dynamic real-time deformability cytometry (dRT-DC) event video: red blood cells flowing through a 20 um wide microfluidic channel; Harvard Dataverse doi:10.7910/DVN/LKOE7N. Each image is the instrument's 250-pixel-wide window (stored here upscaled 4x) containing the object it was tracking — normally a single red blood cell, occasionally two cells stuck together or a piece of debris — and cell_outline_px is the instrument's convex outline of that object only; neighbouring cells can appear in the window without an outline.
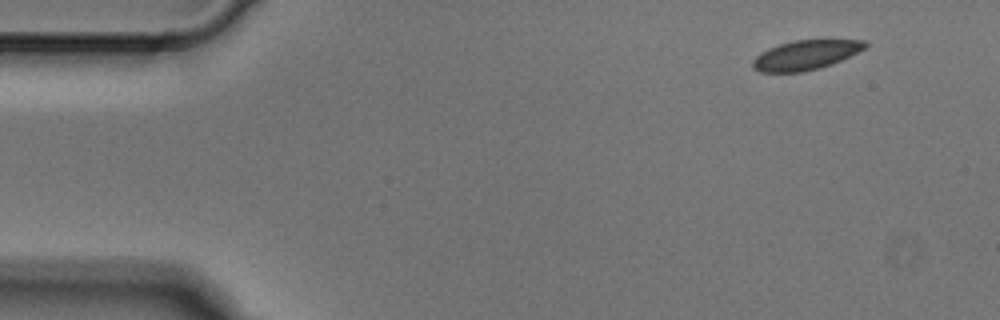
{"species": "Egyptian fruit bat (a non-hibernating species)", "species_latin": "Rousettus aegyptiacus", "temperature_condition": "cold", "stored_images_in_passage": 5, "camera_frame_rate_fps": 3000, "um_per_image_px": 0.085, "animal": {"sex": "male"}, "frame": {"image": 1, "passage_image": 1, "time_ms": 0.0, "image_size_px": [1000, 320], "cell_outline_px": [[868, 44], [864, 48], [832, 64], [820, 68], [804, 72], [760, 72], [752, 68], [752, 60], [756, 56], [768, 48], [792, 40], [864, 40]], "centroid_in_image_um": [68.43, 4.68], "position_along_channel_um": 16.6, "area_um2": 19.19}}
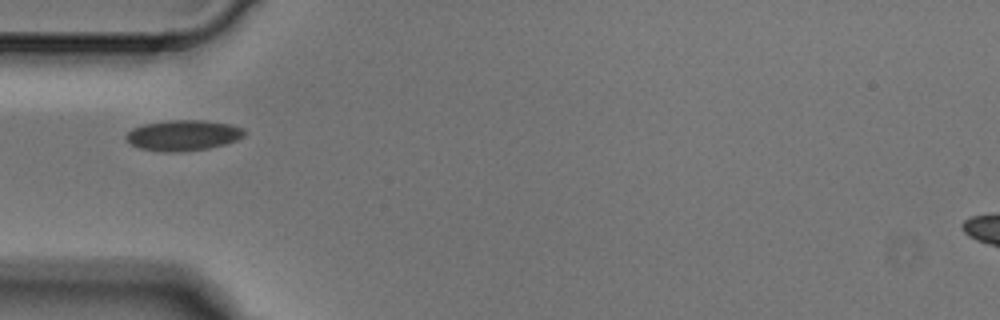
{"frame": {"image": 2, "passage_image": 4, "time_ms": 1.0, "image_size_px": [1000, 320], "cell_outline_px": [[244, 136], [236, 140], [224, 144], [208, 148], [180, 152], [164, 152], [140, 148], [132, 144], [124, 136], [132, 128], [144, 124], [168, 120], [204, 120], [232, 124], [244, 128]], "centroid_in_image_um": [15.58, 11.49], "position_along_channel_um": 69.4, "area_um2": 21.1}}
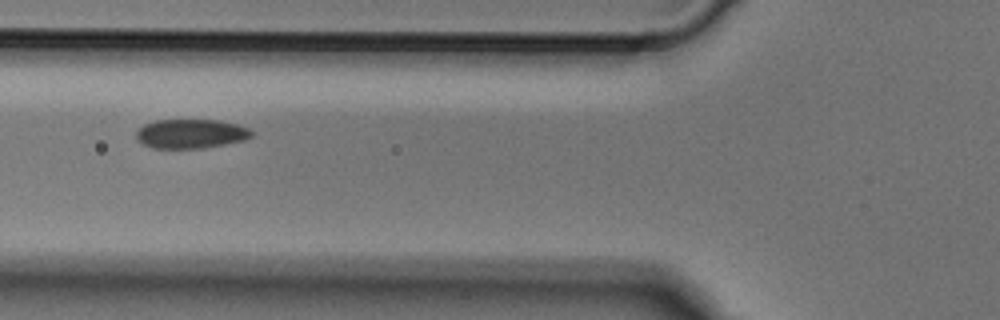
{"frame": {"image": 3, "passage_image": 5, "time_ms": 1.333, "image_size_px": [1000, 320], "cell_outline_px": [[256, 132], [252, 136], [244, 140], [204, 148], [152, 148], [136, 140], [136, 132], [144, 124], [156, 120], [220, 120], [236, 124], [248, 128]], "centroid_in_image_um": [16.23, 11.36], "position_along_channel_um": 109.6, "area_um2": 19.71}}